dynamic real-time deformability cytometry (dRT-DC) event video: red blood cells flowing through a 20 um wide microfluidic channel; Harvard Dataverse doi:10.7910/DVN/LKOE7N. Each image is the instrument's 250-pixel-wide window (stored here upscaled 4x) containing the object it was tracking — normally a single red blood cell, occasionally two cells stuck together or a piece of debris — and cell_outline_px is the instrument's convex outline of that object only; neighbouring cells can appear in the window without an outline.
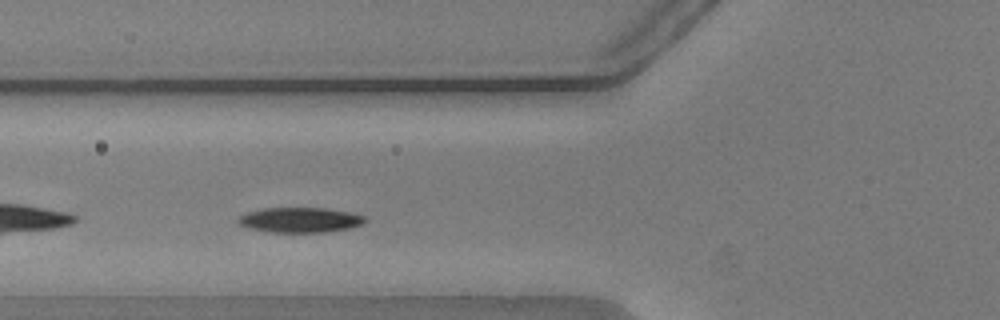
{"species": "common noctule bat (a hibernating species)", "species_latin": "Nyctalus noctula", "temperature_condition": "warm", "stored_images_in_passage": 33, "camera_frame_rate_fps": 3000, "um_per_image_px": 0.085, "animal": {"sex": "male", "body_mass_g": 20.5, "forearm_length_mm": 52.5}, "frame": {"image": 1, "passage_image": 4, "time_ms": 1.0, "image_size_px": [1000, 320], "cell_outline_px": [[368, 220], [364, 224], [348, 228], [324, 232], [268, 232], [248, 228], [240, 224], [236, 220], [240, 216], [248, 212], [264, 208], [324, 208], [348, 212], [364, 216]], "centroid_in_image_um": [25.5, 18.7], "position_along_channel_um": 100.3, "area_um2": 18.44}}
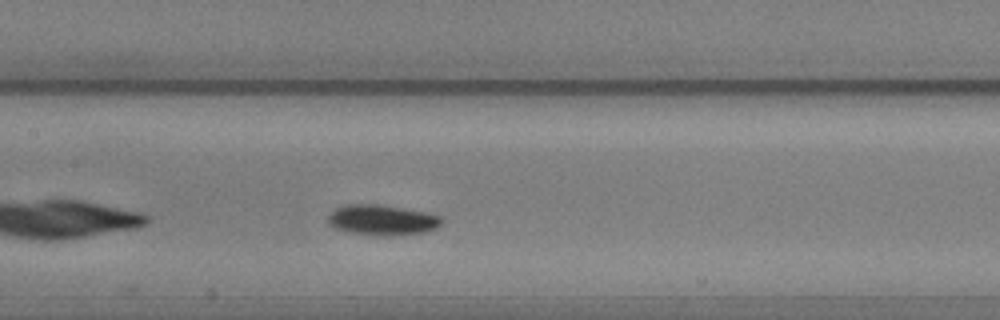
{"frame": {"image": 2, "passage_image": 10, "time_ms": 3.0, "image_size_px": [1000, 320], "cell_outline_px": [[444, 220], [436, 228], [420, 232], [392, 236], [348, 232], [332, 228], [328, 224], [328, 216], [336, 208], [344, 204], [380, 204], [424, 212], [440, 216]], "centroid_in_image_um": [32.43, 18.69], "position_along_channel_um": 175.0, "area_um2": 20.0}}
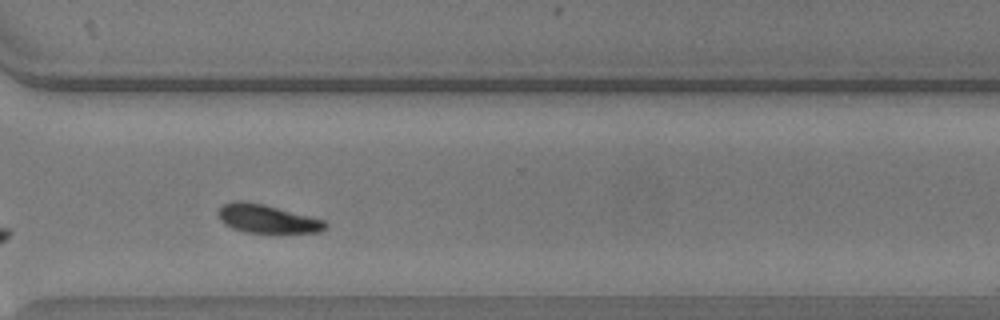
{"frame": {"image": 3, "passage_image": 24, "time_ms": 7.667, "image_size_px": [1000, 320], "cell_outline_px": [[328, 228], [320, 232], [276, 236], [244, 232], [232, 228], [224, 224], [220, 220], [220, 208], [224, 204], [232, 200], [240, 200], [264, 204], [324, 220], [328, 224]], "centroid_in_image_um": [22.78, 18.66], "position_along_channel_um": 347.8, "area_um2": 18.67}, "authors_computed_cell_mechanics": {"area_um2": 18.4382, "velocity_mm_per_s": 3.7142, "shape_relaxation_time_tau1_ms": 1.4939, "shape_relaxation_time_tau2_ms": null, "deformation_change_tau1": 0.1077, "deformation_change_tau2": null}}